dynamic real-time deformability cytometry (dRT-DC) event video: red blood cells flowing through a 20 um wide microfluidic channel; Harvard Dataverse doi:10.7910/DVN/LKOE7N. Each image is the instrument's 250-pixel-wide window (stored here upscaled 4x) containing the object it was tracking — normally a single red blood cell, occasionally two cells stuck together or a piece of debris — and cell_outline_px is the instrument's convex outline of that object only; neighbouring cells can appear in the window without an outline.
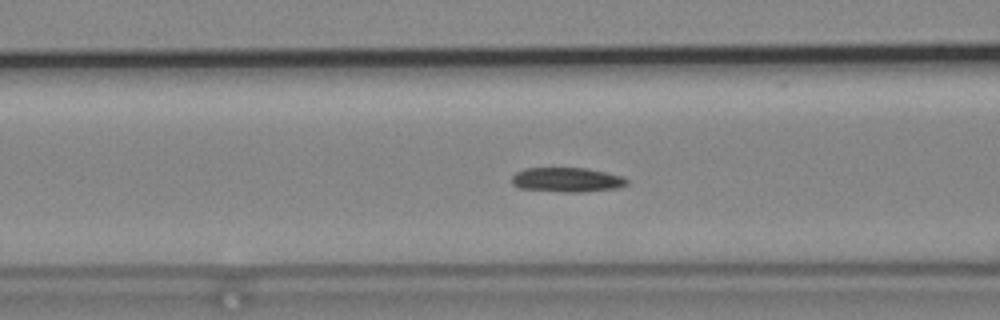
{"species": "common noctule bat (a hibernating species)", "species_latin": "Nyctalus noctula", "temperature_condition": "cold", "stored_images_in_passage": 29, "camera_frame_rate_fps": 3000, "um_per_image_px": 0.085, "animal": {"sex": "male", "body_mass_g": 19.2, "forearm_length_mm": 51.8}, "frame": {"image": 1, "passage_image": 5, "time_ms": 1.333, "image_size_px": [1000, 320], "cell_outline_px": [[628, 184], [616, 188], [580, 192], [564, 192], [520, 188], [512, 184], [512, 176], [516, 172], [524, 168], [588, 168], [624, 176], [628, 180]], "centroid_in_image_um": [48.2, 15.27], "position_along_channel_um": 118.4, "area_um2": 16.47}, "authors_computed_cell_mechanics": {"area_um2": 16.0106, "velocity_mm_per_s": 3.6849, "shape_relaxation_time_tau1_ms": 9.0284, "shape_relaxation_time_tau2_ms": 2.6096, "deformation_change_tau1": 0.2063, "deformation_change_tau2": 0.0882}}